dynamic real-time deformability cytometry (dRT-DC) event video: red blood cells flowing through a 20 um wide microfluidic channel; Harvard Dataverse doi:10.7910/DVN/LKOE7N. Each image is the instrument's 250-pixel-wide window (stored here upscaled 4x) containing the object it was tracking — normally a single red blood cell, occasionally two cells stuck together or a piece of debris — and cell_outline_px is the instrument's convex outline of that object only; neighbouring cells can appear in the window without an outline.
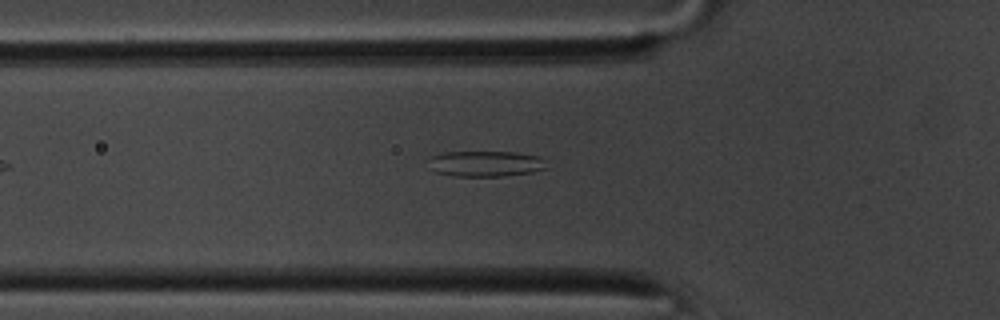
{"species": "common noctule bat (a hibernating species)", "species_latin": "Nyctalus noctula", "temperature_condition": "room temperature", "stored_images_in_passage": 39, "camera_frame_rate_fps": 3000, "um_per_image_px": 0.085, "animal": {"sex": "male", "body_mass_g": 20.1, "forearm_length_mm": 53.5}, "frame": {"image": 1, "passage_image": 3, "time_ms": 0.667, "image_size_px": [1000, 320], "cell_outline_px": [[548, 168], [532, 172], [504, 176], [452, 176], [436, 172], [424, 160], [432, 156], [444, 152], [516, 152], [540, 156], [548, 160]], "centroid_in_image_um": [41.31, 13.91], "position_along_channel_um": 84.5, "area_um2": 18.09}}
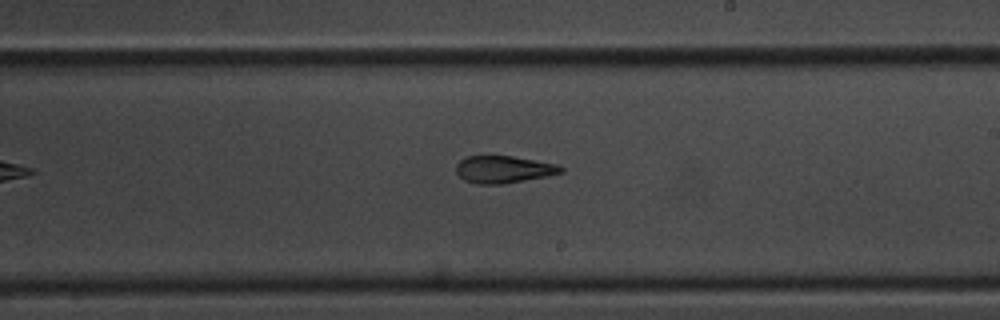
{"frame": {"image": 2, "passage_image": 16, "time_ms": 5.0, "image_size_px": [1000, 320], "cell_outline_px": [[564, 172], [504, 184], [476, 184], [464, 180], [456, 172], [456, 164], [460, 160], [468, 156], [512, 156], [556, 164], [564, 168]], "centroid_in_image_um": [42.77, 14.4], "position_along_channel_um": 246.2, "area_um2": 16.47}}
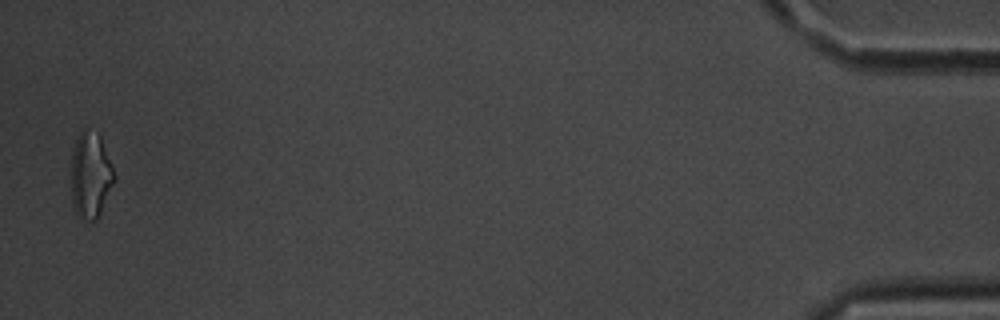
{"frame": {"image": 3, "passage_image": 38, "time_ms": 12.333, "image_size_px": [1000, 320], "cell_outline_px": [[116, 180], [96, 220], [92, 224], [80, 216], [76, 212], [72, 204], [72, 152], [76, 140], [80, 132], [84, 128], [100, 136], [112, 164], [116, 176]], "centroid_in_image_um": [7.72, 14.92], "position_along_channel_um": 427.5, "area_um2": 21.5}, "authors_computed_cell_mechanics": {"area_um2": 17.8024, "velocity_mm_per_s": 3.7136, "shape_relaxation_time_tau1_ms": 5.8261, "shape_relaxation_time_tau2_ms": 2.5458, "deformation_change_tau1": 0.1419, "deformation_change_tau2": 0.1068}}